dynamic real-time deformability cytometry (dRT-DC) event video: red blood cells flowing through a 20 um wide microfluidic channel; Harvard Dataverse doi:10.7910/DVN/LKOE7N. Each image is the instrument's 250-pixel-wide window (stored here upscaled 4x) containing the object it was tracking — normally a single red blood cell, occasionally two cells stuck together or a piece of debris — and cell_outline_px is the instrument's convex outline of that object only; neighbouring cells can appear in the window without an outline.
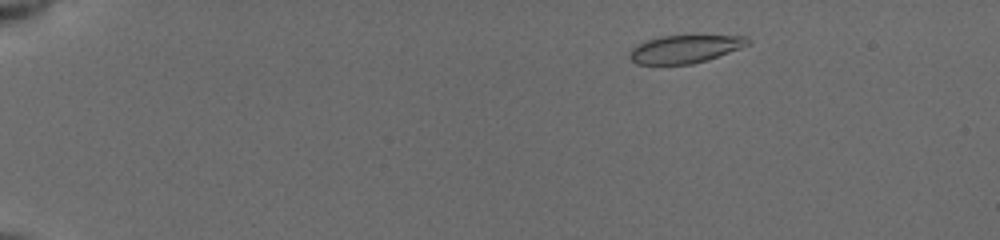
{"species": "common noctule bat (a hibernating species)", "species_latin": "Nyctalus noctula", "temperature_condition": "cold", "stored_images_in_passage": 19, "camera_frame_rate_fps": 3000, "um_per_image_px": 0.085, "animal": {"sex": "female", "body_mass_g": 19.5, "forearm_length_mm": 54.1}, "frame": {"image": 1, "passage_image": 1, "time_ms": 0.0, "image_size_px": [1000, 240], "cell_outline_px": [[752, 44], [708, 60], [692, 64], [636, 64], [628, 56], [628, 52], [636, 44], [660, 36], [748, 36], [752, 40]], "centroid_in_image_um": [58.25, 4.17], "position_along_channel_um": 26.8, "area_um2": 19.36}}
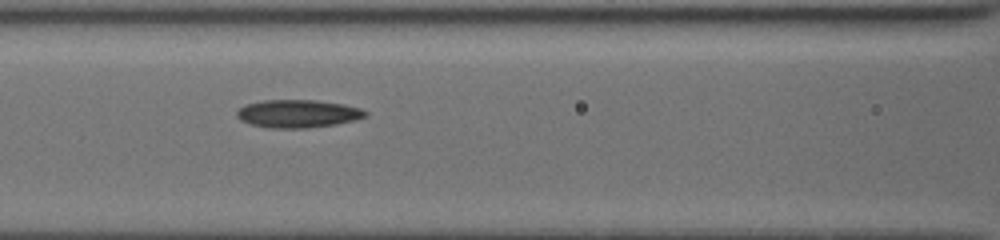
{"frame": {"image": 2, "passage_image": 14, "time_ms": 5.667, "image_size_px": [1000, 240], "cell_outline_px": [[368, 116], [356, 120], [336, 124], [308, 128], [268, 128], [252, 124], [240, 120], [236, 116], [236, 112], [244, 104], [264, 100], [316, 100], [344, 104], [360, 108], [368, 112]], "centroid_in_image_um": [25.33, 9.66], "position_along_channel_um": 141.3, "area_um2": 21.1}}
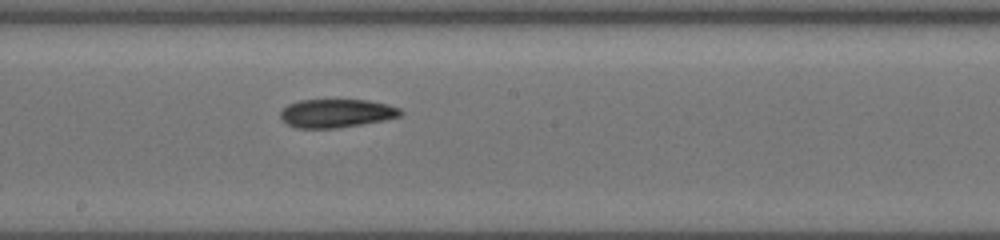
{"frame": {"image": 3, "passage_image": 19, "time_ms": 7.667, "image_size_px": [1000, 240], "cell_outline_px": [[404, 112], [400, 116], [384, 120], [336, 128], [296, 128], [288, 124], [280, 116], [280, 112], [288, 104], [300, 100], [368, 100], [388, 104], [400, 108]], "centroid_in_image_um": [28.62, 9.62], "position_along_channel_um": 219.6, "area_um2": 19.83}}